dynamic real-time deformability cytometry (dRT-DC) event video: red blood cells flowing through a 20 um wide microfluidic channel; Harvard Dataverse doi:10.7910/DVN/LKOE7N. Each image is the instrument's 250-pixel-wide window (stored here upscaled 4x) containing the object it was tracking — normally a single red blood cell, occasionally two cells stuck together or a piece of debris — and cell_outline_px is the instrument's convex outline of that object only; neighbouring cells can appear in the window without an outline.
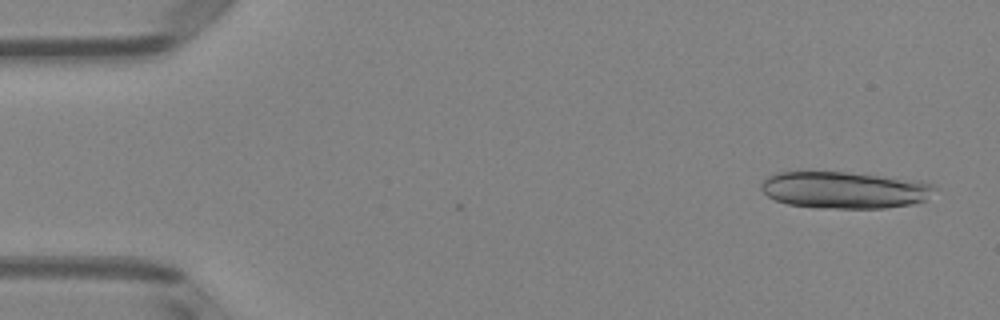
{"species": "Egyptian fruit bat (a non-hibernating species)", "species_latin": "Rousettus aegyptiacus", "temperature_condition": "room temperature", "stored_images_in_passage": 6, "camera_frame_rate_fps": 3000, "um_per_image_px": 0.085, "animal": {"sex": "female"}, "frame": {"image": 1, "passage_image": 2, "time_ms": 0.333, "image_size_px": [1000, 320], "cell_outline_px": [[940, 188], [924, 200], [916, 204], [884, 208], [816, 208], [788, 204], [776, 200], [768, 196], [760, 188], [760, 184], [768, 176], [776, 172], [848, 172], [920, 180], [932, 184]], "centroid_in_image_um": [71.83, 16.15], "position_along_channel_um": 13.2, "area_um2": 37.63}}